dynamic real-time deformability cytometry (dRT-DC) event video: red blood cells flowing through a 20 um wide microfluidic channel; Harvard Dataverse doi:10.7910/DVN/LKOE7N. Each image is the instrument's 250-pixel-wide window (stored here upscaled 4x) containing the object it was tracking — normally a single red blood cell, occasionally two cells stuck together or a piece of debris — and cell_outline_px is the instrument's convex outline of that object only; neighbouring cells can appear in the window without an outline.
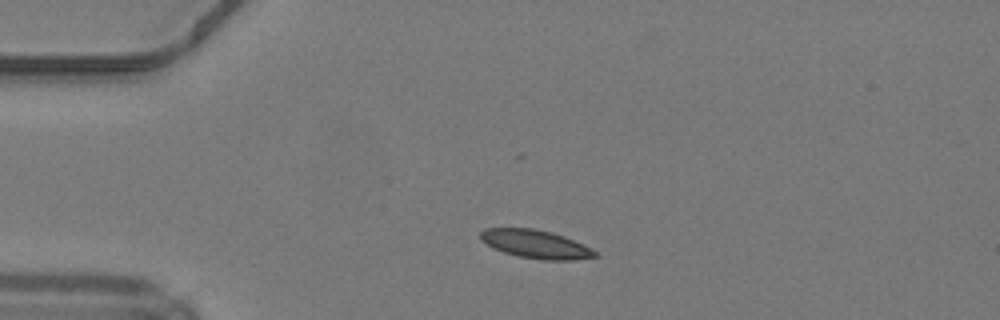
{"species": "common noctule bat (a hibernating species)", "species_latin": "Nyctalus noctula", "temperature_condition": "warm", "stored_images_in_passage": 38, "camera_frame_rate_fps": 3000, "um_per_image_px": 0.085, "animal": {"sex": "male", "body_mass_g": 19.2, "forearm_length_mm": 51.8}, "frame": {"image": 1, "passage_image": 1, "time_ms": 0.0, "image_size_px": [1000, 320], "cell_outline_px": [[600, 256], [572, 260], [544, 260], [520, 256], [504, 252], [492, 248], [480, 240], [480, 232], [484, 228], [532, 228], [552, 232], [564, 236], [596, 252]], "centroid_in_image_um": [45.48, 20.74], "position_along_channel_um": 39.5, "area_um2": 18.73}}
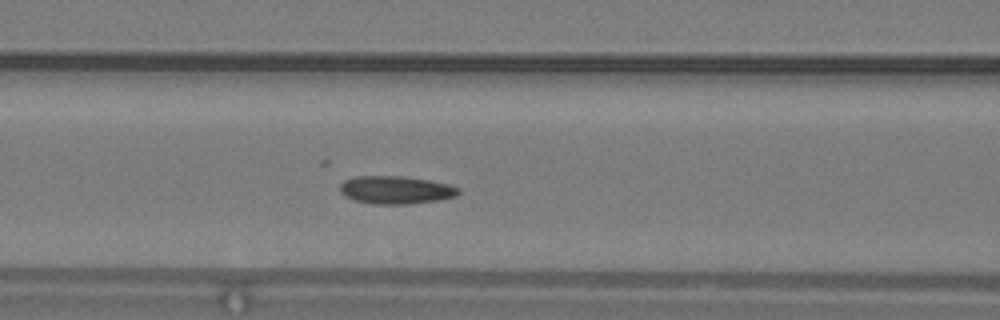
{"frame": {"image": 2, "passage_image": 10, "time_ms": 3.0, "image_size_px": [1000, 320], "cell_outline_px": [[460, 192], [456, 196], [440, 200], [408, 204], [372, 204], [356, 200], [340, 192], [340, 184], [344, 180], [356, 176], [404, 176], [428, 180], [448, 184], [460, 188]], "centroid_in_image_um": [33.67, 16.14], "position_along_channel_um": 132.9, "area_um2": 19.25}}
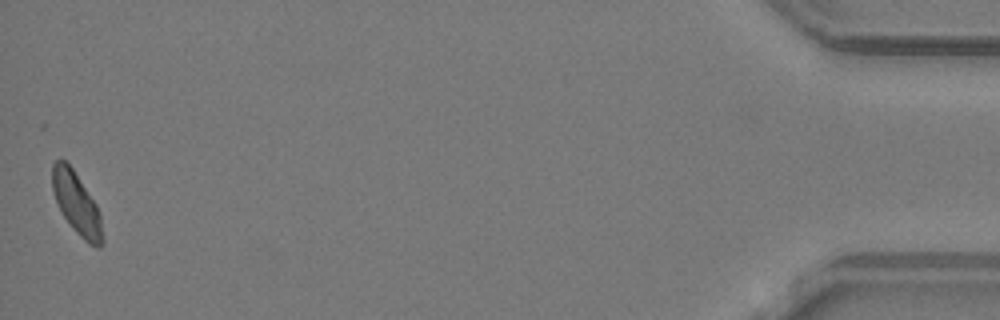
{"frame": {"image": 3, "passage_image": 38, "time_ms": 12.333, "image_size_px": [1000, 320], "cell_outline_px": [[104, 244], [100, 248], [96, 248], [88, 244], [72, 228], [64, 216], [56, 200], [52, 188], [52, 164], [56, 160], [64, 160], [72, 168], [96, 204], [100, 212], [104, 240]], "centroid_in_image_um": [6.55, 17.36], "position_along_channel_um": 428.7, "area_um2": 18.03}, "authors_computed_cell_mechanics": {"area_um2": 18.5827, "velocity_mm_per_s": 4.1993, "shape_relaxation_time_tau1_ms": 6.3419, "shape_relaxation_time_tau2_ms": 3.6441, "deformation_change_tau1": 0.1277, "deformation_change_tau2": 0.0856}}